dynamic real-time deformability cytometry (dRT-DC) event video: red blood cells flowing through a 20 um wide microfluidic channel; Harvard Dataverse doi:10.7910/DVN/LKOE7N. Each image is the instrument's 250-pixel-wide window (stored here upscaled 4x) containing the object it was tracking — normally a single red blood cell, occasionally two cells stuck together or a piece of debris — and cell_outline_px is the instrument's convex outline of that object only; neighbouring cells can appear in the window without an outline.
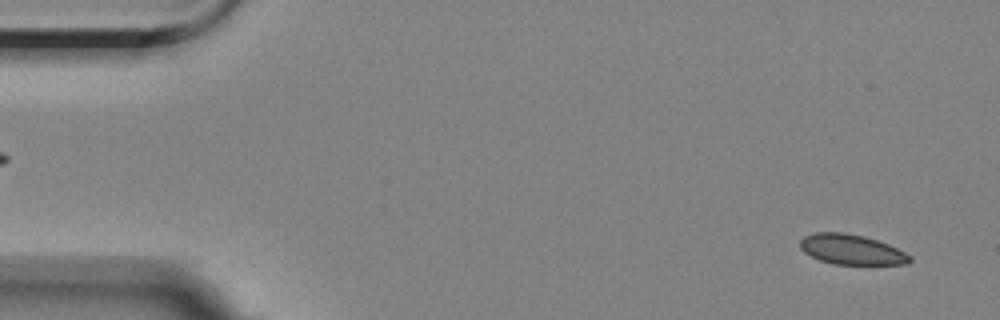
{"species": "Egyptian fruit bat (a non-hibernating species)", "species_latin": "Rousettus aegyptiacus", "temperature_condition": "room temperature", "stored_images_in_passage": 5, "camera_frame_rate_fps": 3000, "um_per_image_px": 0.085, "animal": {"sex": "female"}, "frame": {"image": 1, "passage_image": 5, "time_ms": 6.333, "image_size_px": [1000, 320], "cell_outline_px": [[912, 260], [908, 264], [836, 264], [820, 260], [804, 252], [800, 248], [800, 240], [804, 236], [816, 232], [844, 232], [864, 236], [888, 244], [912, 256]], "centroid_in_image_um": [72.37, 21.2], "position_along_channel_um": 12.6, "area_um2": 19.13}}